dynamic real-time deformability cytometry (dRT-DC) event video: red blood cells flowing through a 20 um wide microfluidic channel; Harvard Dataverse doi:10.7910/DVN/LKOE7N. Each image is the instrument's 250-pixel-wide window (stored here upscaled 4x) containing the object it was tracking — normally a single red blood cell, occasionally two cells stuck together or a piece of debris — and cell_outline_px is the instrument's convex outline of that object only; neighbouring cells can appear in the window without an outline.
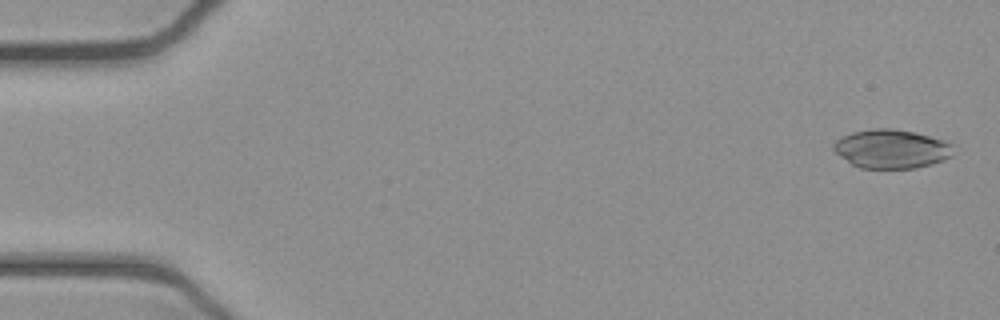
{"species": "common noctule bat (a hibernating species)", "species_latin": "Nyctalus noctula", "temperature_condition": "cold", "stored_images_in_passage": 52, "camera_frame_rate_fps": 3000, "um_per_image_px": 0.085, "animal": {"sex": "female", "body_mass_g": 21.9}, "frame": {"image": 1, "passage_image": 2, "time_ms": 0.333, "image_size_px": [1000, 320], "cell_outline_px": [[952, 156], [944, 160], [932, 164], [916, 168], [860, 168], [852, 164], [840, 156], [832, 148], [832, 144], [836, 140], [852, 132], [872, 128], [892, 128], [916, 132], [944, 140], [952, 144]], "centroid_in_image_um": [75.78, 12.65], "position_along_channel_um": 9.2, "area_um2": 27.22}}
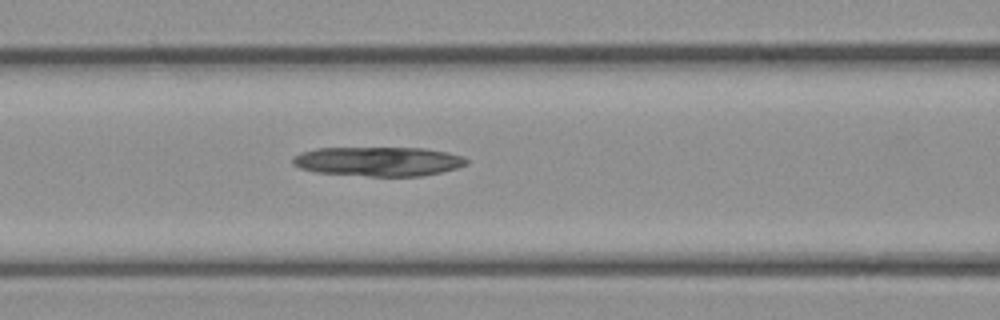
{"frame": {"image": 2, "passage_image": 22, "time_ms": 7.0, "image_size_px": [1000, 320], "cell_outline_px": [[468, 164], [456, 168], [424, 176], [368, 176], [316, 172], [300, 168], [292, 164], [292, 156], [300, 152], [316, 148], [424, 148], [448, 152], [464, 156], [468, 160]], "centroid_in_image_um": [32.16, 13.72], "position_along_channel_um": 134.4, "area_um2": 29.88}}
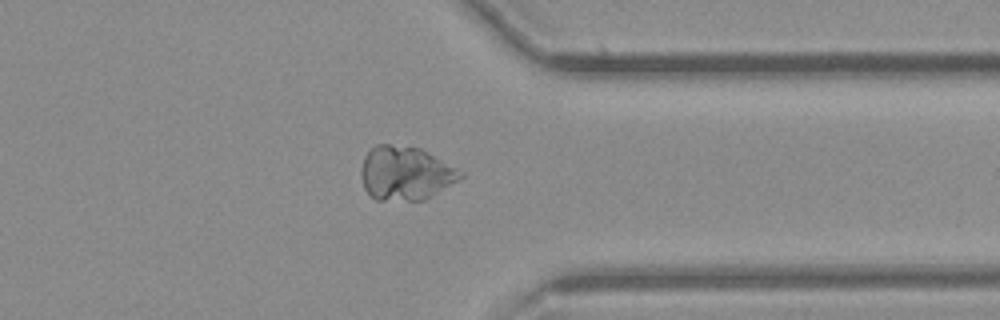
{"frame": {"image": 3, "passage_image": 41, "time_ms": 13.333, "image_size_px": [1000, 320], "cell_outline_px": [[464, 176], [460, 180], [424, 200], [376, 200], [364, 188], [360, 176], [360, 172], [364, 156], [376, 144], [388, 144], [420, 148], [428, 152], [464, 172]], "centroid_in_image_um": [34.47, 14.73], "position_along_channel_um": 376.9, "area_um2": 31.21}}